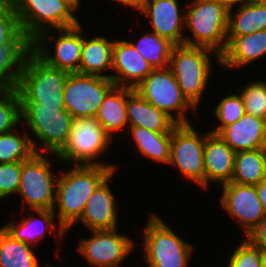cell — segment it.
<instances>
[{"mask_svg": "<svg viewBox=\"0 0 266 267\" xmlns=\"http://www.w3.org/2000/svg\"><path fill=\"white\" fill-rule=\"evenodd\" d=\"M32 45L24 34L12 0H0V46Z\"/></svg>", "mask_w": 266, "mask_h": 267, "instance_id": "1f68e13d", "label": "cell"}, {"mask_svg": "<svg viewBox=\"0 0 266 267\" xmlns=\"http://www.w3.org/2000/svg\"><path fill=\"white\" fill-rule=\"evenodd\" d=\"M262 267H266V256H265L264 262L262 264Z\"/></svg>", "mask_w": 266, "mask_h": 267, "instance_id": "f6af8a7d", "label": "cell"}, {"mask_svg": "<svg viewBox=\"0 0 266 267\" xmlns=\"http://www.w3.org/2000/svg\"><path fill=\"white\" fill-rule=\"evenodd\" d=\"M114 82L96 75L70 73L63 92L66 110L73 119L95 117Z\"/></svg>", "mask_w": 266, "mask_h": 267, "instance_id": "7c38bea8", "label": "cell"}, {"mask_svg": "<svg viewBox=\"0 0 266 267\" xmlns=\"http://www.w3.org/2000/svg\"><path fill=\"white\" fill-rule=\"evenodd\" d=\"M247 239L258 247L266 256V216L248 234Z\"/></svg>", "mask_w": 266, "mask_h": 267, "instance_id": "f35d334b", "label": "cell"}, {"mask_svg": "<svg viewBox=\"0 0 266 267\" xmlns=\"http://www.w3.org/2000/svg\"><path fill=\"white\" fill-rule=\"evenodd\" d=\"M111 141L112 138L95 117L76 118L72 121L67 144L58 154L51 155L68 165H100L116 171L114 164L98 161V158L108 151Z\"/></svg>", "mask_w": 266, "mask_h": 267, "instance_id": "52a82bcc", "label": "cell"}, {"mask_svg": "<svg viewBox=\"0 0 266 267\" xmlns=\"http://www.w3.org/2000/svg\"><path fill=\"white\" fill-rule=\"evenodd\" d=\"M191 1L185 7V29L193 37L185 35L184 44L208 48L221 56L227 47L229 10L217 0Z\"/></svg>", "mask_w": 266, "mask_h": 267, "instance_id": "3957f363", "label": "cell"}, {"mask_svg": "<svg viewBox=\"0 0 266 267\" xmlns=\"http://www.w3.org/2000/svg\"><path fill=\"white\" fill-rule=\"evenodd\" d=\"M143 229L144 260L148 267H187L193 246L181 239L155 213Z\"/></svg>", "mask_w": 266, "mask_h": 267, "instance_id": "5b68a950", "label": "cell"}, {"mask_svg": "<svg viewBox=\"0 0 266 267\" xmlns=\"http://www.w3.org/2000/svg\"><path fill=\"white\" fill-rule=\"evenodd\" d=\"M22 161L0 163V200L18 193Z\"/></svg>", "mask_w": 266, "mask_h": 267, "instance_id": "74e56055", "label": "cell"}, {"mask_svg": "<svg viewBox=\"0 0 266 267\" xmlns=\"http://www.w3.org/2000/svg\"><path fill=\"white\" fill-rule=\"evenodd\" d=\"M245 106V112L266 119V81L256 80L246 84L239 92Z\"/></svg>", "mask_w": 266, "mask_h": 267, "instance_id": "d590c367", "label": "cell"}, {"mask_svg": "<svg viewBox=\"0 0 266 267\" xmlns=\"http://www.w3.org/2000/svg\"><path fill=\"white\" fill-rule=\"evenodd\" d=\"M220 205L242 227L246 237L266 216L255 185H222Z\"/></svg>", "mask_w": 266, "mask_h": 267, "instance_id": "9a60e30c", "label": "cell"}, {"mask_svg": "<svg viewBox=\"0 0 266 267\" xmlns=\"http://www.w3.org/2000/svg\"><path fill=\"white\" fill-rule=\"evenodd\" d=\"M0 267H41L32 245L14 239L0 227Z\"/></svg>", "mask_w": 266, "mask_h": 267, "instance_id": "f546056e", "label": "cell"}, {"mask_svg": "<svg viewBox=\"0 0 266 267\" xmlns=\"http://www.w3.org/2000/svg\"><path fill=\"white\" fill-rule=\"evenodd\" d=\"M32 45L0 46V89H16L19 86L24 61Z\"/></svg>", "mask_w": 266, "mask_h": 267, "instance_id": "f1b7e54d", "label": "cell"}, {"mask_svg": "<svg viewBox=\"0 0 266 267\" xmlns=\"http://www.w3.org/2000/svg\"><path fill=\"white\" fill-rule=\"evenodd\" d=\"M214 112L220 122L215 129L210 131L214 134H217L223 127L237 122L246 113L241 95L235 93L223 97Z\"/></svg>", "mask_w": 266, "mask_h": 267, "instance_id": "e575fe53", "label": "cell"}, {"mask_svg": "<svg viewBox=\"0 0 266 267\" xmlns=\"http://www.w3.org/2000/svg\"><path fill=\"white\" fill-rule=\"evenodd\" d=\"M257 195L266 212V178L256 185Z\"/></svg>", "mask_w": 266, "mask_h": 267, "instance_id": "ab89813d", "label": "cell"}, {"mask_svg": "<svg viewBox=\"0 0 266 267\" xmlns=\"http://www.w3.org/2000/svg\"><path fill=\"white\" fill-rule=\"evenodd\" d=\"M126 112L128 127L139 126L157 133H172L177 125L165 112L151 105L131 88H127Z\"/></svg>", "mask_w": 266, "mask_h": 267, "instance_id": "7402d4cb", "label": "cell"}, {"mask_svg": "<svg viewBox=\"0 0 266 267\" xmlns=\"http://www.w3.org/2000/svg\"><path fill=\"white\" fill-rule=\"evenodd\" d=\"M115 173L114 171L97 187L87 201L81 217L73 225L80 221L90 231L118 227L117 201L109 185V180Z\"/></svg>", "mask_w": 266, "mask_h": 267, "instance_id": "ac0fdd59", "label": "cell"}, {"mask_svg": "<svg viewBox=\"0 0 266 267\" xmlns=\"http://www.w3.org/2000/svg\"><path fill=\"white\" fill-rule=\"evenodd\" d=\"M134 139V150L139 156L169 164L172 133H157L143 127H128Z\"/></svg>", "mask_w": 266, "mask_h": 267, "instance_id": "4316f807", "label": "cell"}, {"mask_svg": "<svg viewBox=\"0 0 266 267\" xmlns=\"http://www.w3.org/2000/svg\"><path fill=\"white\" fill-rule=\"evenodd\" d=\"M229 10L227 37L244 36L266 30V6L257 0Z\"/></svg>", "mask_w": 266, "mask_h": 267, "instance_id": "484cf974", "label": "cell"}, {"mask_svg": "<svg viewBox=\"0 0 266 267\" xmlns=\"http://www.w3.org/2000/svg\"><path fill=\"white\" fill-rule=\"evenodd\" d=\"M126 103L127 88L115 86L104 98L95 116L112 139L113 134L128 128Z\"/></svg>", "mask_w": 266, "mask_h": 267, "instance_id": "d4e9b609", "label": "cell"}, {"mask_svg": "<svg viewBox=\"0 0 266 267\" xmlns=\"http://www.w3.org/2000/svg\"><path fill=\"white\" fill-rule=\"evenodd\" d=\"M265 254L247 238L234 249L227 267H262Z\"/></svg>", "mask_w": 266, "mask_h": 267, "instance_id": "8d00e7d4", "label": "cell"}, {"mask_svg": "<svg viewBox=\"0 0 266 267\" xmlns=\"http://www.w3.org/2000/svg\"><path fill=\"white\" fill-rule=\"evenodd\" d=\"M217 135L234 152L266 148L265 120L245 113L237 122L223 127Z\"/></svg>", "mask_w": 266, "mask_h": 267, "instance_id": "ffe728a7", "label": "cell"}, {"mask_svg": "<svg viewBox=\"0 0 266 267\" xmlns=\"http://www.w3.org/2000/svg\"><path fill=\"white\" fill-rule=\"evenodd\" d=\"M21 122V100L18 88L0 89V134L15 130Z\"/></svg>", "mask_w": 266, "mask_h": 267, "instance_id": "836d02e7", "label": "cell"}, {"mask_svg": "<svg viewBox=\"0 0 266 267\" xmlns=\"http://www.w3.org/2000/svg\"><path fill=\"white\" fill-rule=\"evenodd\" d=\"M178 0H143L142 12L150 21L152 32L168 39L174 45L184 44L185 12L181 11Z\"/></svg>", "mask_w": 266, "mask_h": 267, "instance_id": "2e32d148", "label": "cell"}, {"mask_svg": "<svg viewBox=\"0 0 266 267\" xmlns=\"http://www.w3.org/2000/svg\"><path fill=\"white\" fill-rule=\"evenodd\" d=\"M212 56L220 65V56L208 48L181 44L174 45L171 52L169 68L177 79L183 95L196 109L202 102L204 91L209 85L208 81H211L210 75H213Z\"/></svg>", "mask_w": 266, "mask_h": 267, "instance_id": "277c9868", "label": "cell"}, {"mask_svg": "<svg viewBox=\"0 0 266 267\" xmlns=\"http://www.w3.org/2000/svg\"><path fill=\"white\" fill-rule=\"evenodd\" d=\"M21 119L35 136L30 140L36 153L43 145L42 152L58 154L69 140L73 117L65 107L21 106Z\"/></svg>", "mask_w": 266, "mask_h": 267, "instance_id": "8992f818", "label": "cell"}, {"mask_svg": "<svg viewBox=\"0 0 266 267\" xmlns=\"http://www.w3.org/2000/svg\"><path fill=\"white\" fill-rule=\"evenodd\" d=\"M219 1L222 5H224L228 10L234 9L235 5L237 7H240L244 4H248L250 2L256 1V0H217ZM238 4V5H237Z\"/></svg>", "mask_w": 266, "mask_h": 267, "instance_id": "60d3db41", "label": "cell"}, {"mask_svg": "<svg viewBox=\"0 0 266 267\" xmlns=\"http://www.w3.org/2000/svg\"><path fill=\"white\" fill-rule=\"evenodd\" d=\"M205 189L209 183H230L233 178L236 152L217 134L205 133L204 145Z\"/></svg>", "mask_w": 266, "mask_h": 267, "instance_id": "d6986e66", "label": "cell"}, {"mask_svg": "<svg viewBox=\"0 0 266 267\" xmlns=\"http://www.w3.org/2000/svg\"><path fill=\"white\" fill-rule=\"evenodd\" d=\"M112 1H116L118 3H121L123 6H129V8H134L136 11L139 10L140 5L142 3L143 0H112Z\"/></svg>", "mask_w": 266, "mask_h": 267, "instance_id": "b9f144b4", "label": "cell"}, {"mask_svg": "<svg viewBox=\"0 0 266 267\" xmlns=\"http://www.w3.org/2000/svg\"><path fill=\"white\" fill-rule=\"evenodd\" d=\"M69 72L48 65L31 50L18 86L21 106L65 107L63 92Z\"/></svg>", "mask_w": 266, "mask_h": 267, "instance_id": "7a4b0ae2", "label": "cell"}, {"mask_svg": "<svg viewBox=\"0 0 266 267\" xmlns=\"http://www.w3.org/2000/svg\"><path fill=\"white\" fill-rule=\"evenodd\" d=\"M12 1L23 32L32 42L45 31L73 27L80 23L74 11L60 0Z\"/></svg>", "mask_w": 266, "mask_h": 267, "instance_id": "ba28073f", "label": "cell"}, {"mask_svg": "<svg viewBox=\"0 0 266 267\" xmlns=\"http://www.w3.org/2000/svg\"><path fill=\"white\" fill-rule=\"evenodd\" d=\"M195 130L191 123L177 124L173 128L169 164L205 190V134L200 135Z\"/></svg>", "mask_w": 266, "mask_h": 267, "instance_id": "8fae6325", "label": "cell"}, {"mask_svg": "<svg viewBox=\"0 0 266 267\" xmlns=\"http://www.w3.org/2000/svg\"><path fill=\"white\" fill-rule=\"evenodd\" d=\"M15 132L0 134V163L25 161L35 153L29 136Z\"/></svg>", "mask_w": 266, "mask_h": 267, "instance_id": "d6a6232c", "label": "cell"}, {"mask_svg": "<svg viewBox=\"0 0 266 267\" xmlns=\"http://www.w3.org/2000/svg\"><path fill=\"white\" fill-rule=\"evenodd\" d=\"M135 90L151 105L165 112L177 124L190 123L186 117V111L191 109L192 112H197V109L183 95L177 79L169 67L154 69Z\"/></svg>", "mask_w": 266, "mask_h": 267, "instance_id": "9c48e42d", "label": "cell"}, {"mask_svg": "<svg viewBox=\"0 0 266 267\" xmlns=\"http://www.w3.org/2000/svg\"><path fill=\"white\" fill-rule=\"evenodd\" d=\"M128 42L147 60L153 69H165L169 67V60L174 44L168 39L160 37L155 32H146L139 38L136 44Z\"/></svg>", "mask_w": 266, "mask_h": 267, "instance_id": "4dcf8cb0", "label": "cell"}, {"mask_svg": "<svg viewBox=\"0 0 266 267\" xmlns=\"http://www.w3.org/2000/svg\"><path fill=\"white\" fill-rule=\"evenodd\" d=\"M117 229L90 231L91 237L80 240L77 251L90 266L121 267L126 257L132 254L135 248L132 239Z\"/></svg>", "mask_w": 266, "mask_h": 267, "instance_id": "5bb4252c", "label": "cell"}, {"mask_svg": "<svg viewBox=\"0 0 266 267\" xmlns=\"http://www.w3.org/2000/svg\"><path fill=\"white\" fill-rule=\"evenodd\" d=\"M83 30L82 24L79 23L73 27L57 29L59 33L57 37L52 35V30L45 31L32 42V50L50 66L69 73H79ZM52 39L55 42H53L55 44L53 54L50 53L48 48Z\"/></svg>", "mask_w": 266, "mask_h": 267, "instance_id": "4fadbf2b", "label": "cell"}, {"mask_svg": "<svg viewBox=\"0 0 266 267\" xmlns=\"http://www.w3.org/2000/svg\"><path fill=\"white\" fill-rule=\"evenodd\" d=\"M50 157L34 153L22 161V172L18 194L27 210H53L58 174L53 173ZM25 202V203H24Z\"/></svg>", "mask_w": 266, "mask_h": 267, "instance_id": "30bf717a", "label": "cell"}, {"mask_svg": "<svg viewBox=\"0 0 266 267\" xmlns=\"http://www.w3.org/2000/svg\"><path fill=\"white\" fill-rule=\"evenodd\" d=\"M266 178V148L236 152L231 182L258 185Z\"/></svg>", "mask_w": 266, "mask_h": 267, "instance_id": "83f0119b", "label": "cell"}, {"mask_svg": "<svg viewBox=\"0 0 266 267\" xmlns=\"http://www.w3.org/2000/svg\"><path fill=\"white\" fill-rule=\"evenodd\" d=\"M260 4L265 5L266 6V0H257Z\"/></svg>", "mask_w": 266, "mask_h": 267, "instance_id": "ee69618b", "label": "cell"}, {"mask_svg": "<svg viewBox=\"0 0 266 267\" xmlns=\"http://www.w3.org/2000/svg\"><path fill=\"white\" fill-rule=\"evenodd\" d=\"M266 55V30L252 34L227 37V47L220 56V66L226 69L247 67Z\"/></svg>", "mask_w": 266, "mask_h": 267, "instance_id": "44dd1931", "label": "cell"}, {"mask_svg": "<svg viewBox=\"0 0 266 267\" xmlns=\"http://www.w3.org/2000/svg\"><path fill=\"white\" fill-rule=\"evenodd\" d=\"M111 80L116 87L135 89L154 69L127 41L115 40Z\"/></svg>", "mask_w": 266, "mask_h": 267, "instance_id": "e0dca14e", "label": "cell"}, {"mask_svg": "<svg viewBox=\"0 0 266 267\" xmlns=\"http://www.w3.org/2000/svg\"><path fill=\"white\" fill-rule=\"evenodd\" d=\"M30 218L24 217L21 222L11 220L3 225L2 228L10 234L14 239L29 245H35L46 235V230L53 233V229L57 226L54 224L56 214L53 210H30ZM35 213L38 217H35ZM34 243V244H33Z\"/></svg>", "mask_w": 266, "mask_h": 267, "instance_id": "cb8c5ba5", "label": "cell"}, {"mask_svg": "<svg viewBox=\"0 0 266 267\" xmlns=\"http://www.w3.org/2000/svg\"><path fill=\"white\" fill-rule=\"evenodd\" d=\"M60 1L67 4L74 12H76V10L79 9V6H81L80 5L81 0H60Z\"/></svg>", "mask_w": 266, "mask_h": 267, "instance_id": "7bdbcfd3", "label": "cell"}, {"mask_svg": "<svg viewBox=\"0 0 266 267\" xmlns=\"http://www.w3.org/2000/svg\"><path fill=\"white\" fill-rule=\"evenodd\" d=\"M114 43L104 36L89 39L84 36L79 73L111 79V75L102 73L112 69Z\"/></svg>", "mask_w": 266, "mask_h": 267, "instance_id": "603a6c76", "label": "cell"}, {"mask_svg": "<svg viewBox=\"0 0 266 267\" xmlns=\"http://www.w3.org/2000/svg\"><path fill=\"white\" fill-rule=\"evenodd\" d=\"M59 176L53 211L58 219V235L64 237L81 217L85 205L97 187L115 170L100 165H74ZM61 174V175H60ZM57 207V208H56ZM58 209V210H55Z\"/></svg>", "mask_w": 266, "mask_h": 267, "instance_id": "6da1fadb", "label": "cell"}]
</instances>
